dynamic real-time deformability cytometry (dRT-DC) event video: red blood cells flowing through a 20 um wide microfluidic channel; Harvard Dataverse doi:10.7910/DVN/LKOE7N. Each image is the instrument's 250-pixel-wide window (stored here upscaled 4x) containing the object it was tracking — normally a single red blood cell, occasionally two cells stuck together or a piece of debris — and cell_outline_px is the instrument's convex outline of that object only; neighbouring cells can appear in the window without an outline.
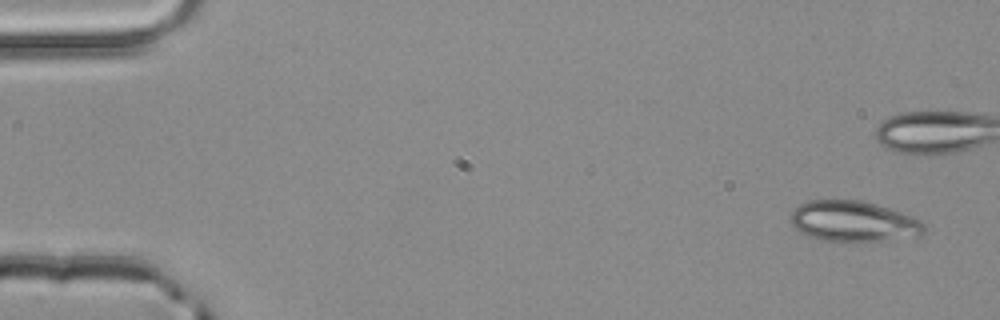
{"species": "common noctule bat (a hibernating species)", "species_latin": "Nyctalus noctula", "temperature_condition": "room temperature", "stored_images_in_passage": 2, "camera_frame_rate_fps": 3000, "um_per_image_px": 0.085, "animal": {"sex": "male", "body_mass_g": 20.4}, "frame": {"image": 1, "passage_image": 2, "time_ms": 0.333, "image_size_px": [1000, 320], "cell_outline_px": [[924, 232], [920, 236], [856, 244], [848, 244], [820, 240], [808, 236], [800, 232], [788, 220], [788, 216], [800, 204], [808, 200], [860, 200], [876, 204], [912, 216], [920, 220], [924, 224]], "centroid_in_image_um": [72.52, 18.86], "position_along_channel_um": 12.5, "area_um2": 32.54}}